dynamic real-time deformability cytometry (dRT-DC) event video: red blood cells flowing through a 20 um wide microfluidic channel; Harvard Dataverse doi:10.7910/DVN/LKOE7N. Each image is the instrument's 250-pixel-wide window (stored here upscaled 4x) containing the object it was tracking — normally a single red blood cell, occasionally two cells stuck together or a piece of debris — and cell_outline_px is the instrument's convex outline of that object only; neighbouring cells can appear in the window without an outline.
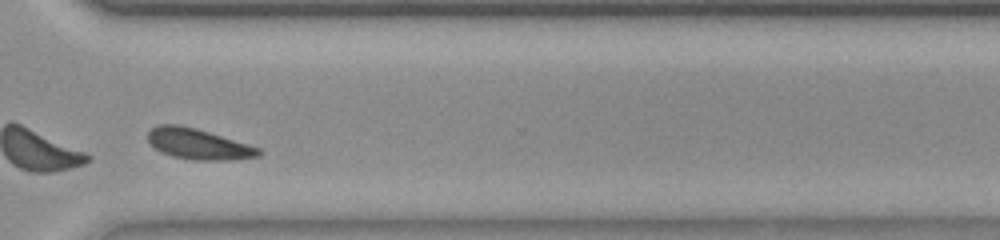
{"species": "common noctule bat (a hibernating species)", "species_latin": "Nyctalus noctula", "temperature_condition": "room temperature", "stored_images_in_passage": 33, "camera_frame_rate_fps": 3000, "um_per_image_px": 0.085, "animal": {"sex": "female", "body_mass_g": 23.0, "forearm_length_mm": 53.4}, "frame": {"image": 1, "passage_image": 28, "time_ms": 9.0, "image_size_px": [1000, 240], "cell_outline_px": [[264, 152], [260, 156], [232, 160], [192, 160], [172, 156], [160, 152], [148, 140], [148, 132], [152, 128], [160, 124], [180, 124], [196, 128], [248, 144], [260, 148]], "centroid_in_image_um": [16.88, 12.24], "position_along_channel_um": 353.7, "area_um2": 19.88}, "authors_computed_cell_mechanics": {"area_um2": 19.5364, "velocity_mm_per_s": 3.7941, "shape_relaxation_time_tau1_ms": 1.3174, "shape_relaxation_time_tau2_ms": 5.8681, "deformation_change_tau1": 0.075, "deformation_change_tau2": 0.1275}}